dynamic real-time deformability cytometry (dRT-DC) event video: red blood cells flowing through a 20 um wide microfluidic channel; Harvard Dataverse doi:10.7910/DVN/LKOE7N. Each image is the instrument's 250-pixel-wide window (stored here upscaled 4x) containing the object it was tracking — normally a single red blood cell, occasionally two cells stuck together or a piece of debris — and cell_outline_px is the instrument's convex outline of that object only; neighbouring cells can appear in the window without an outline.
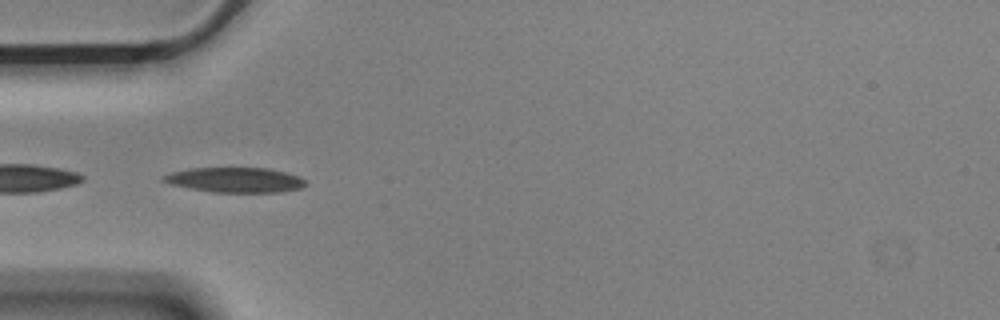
{"species": "Egyptian fruit bat (a non-hibernating species)", "species_latin": "Rousettus aegyptiacus", "temperature_condition": "cold", "stored_images_in_passage": 10, "camera_frame_rate_fps": 3000, "um_per_image_px": 0.085, "animal": {"sex": "male"}, "frame": {"image": 1, "passage_image": 4, "time_ms": 1.0, "image_size_px": [1000, 320], "cell_outline_px": [[304, 184], [300, 188], [280, 192], [212, 192], [188, 188], [168, 184], [160, 180], [160, 176], [172, 172], [192, 168], [268, 168], [284, 172], [296, 176], [304, 180]], "centroid_in_image_um": [19.88, 15.29], "position_along_channel_um": 65.1, "area_um2": 20.58}}
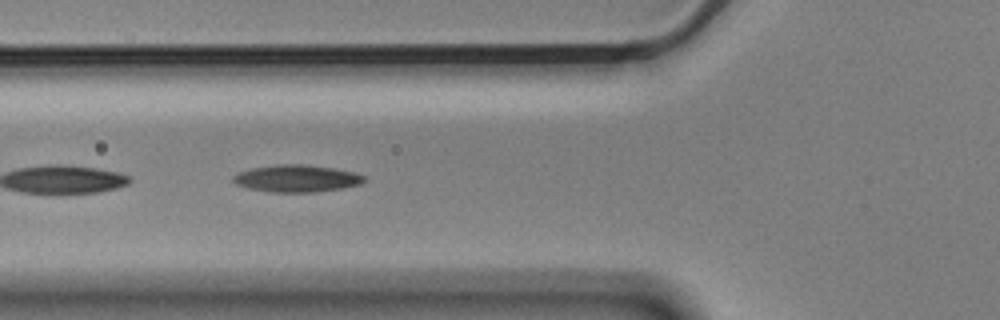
{"frame": {"image": 2, "passage_image": 7, "time_ms": 2.0, "image_size_px": [1000, 320], "cell_outline_px": [[364, 180], [360, 184], [344, 188], [316, 192], [272, 192], [248, 188], [236, 184], [232, 180], [232, 176], [240, 172], [252, 168], [276, 164], [304, 164], [332, 168], [356, 172], [364, 176]], "centroid_in_image_um": [25.22, 15.17], "position_along_channel_um": 100.6, "area_um2": 20.69}}